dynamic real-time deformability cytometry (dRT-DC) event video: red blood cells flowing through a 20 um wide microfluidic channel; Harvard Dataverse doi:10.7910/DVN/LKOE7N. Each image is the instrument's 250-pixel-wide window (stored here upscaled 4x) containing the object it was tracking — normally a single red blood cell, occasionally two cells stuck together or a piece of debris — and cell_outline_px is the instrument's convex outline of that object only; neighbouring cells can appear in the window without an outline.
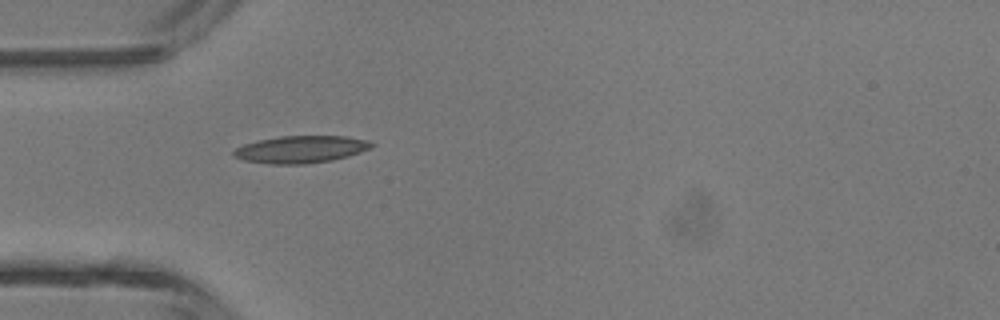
{"species": "common noctule bat (a hibernating species)", "species_latin": "Nyctalus noctula", "temperature_condition": "room temperature", "stored_images_in_passage": 1, "camera_frame_rate_fps": 3000, "um_per_image_px": 0.085, "animal": {"sex": "male", "body_mass_g": 13.3}, "frame": {"image": 1, "passage_image": 1, "time_ms": 0.0, "image_size_px": [1000, 320], "cell_outline_px": [[376, 144], [372, 148], [348, 156], [332, 160], [304, 164], [272, 164], [244, 160], [232, 156], [232, 152], [236, 148], [244, 144], [260, 140], [280, 136], [344, 136], [368, 140]], "centroid_in_image_um": [25.59, 12.69], "position_along_channel_um": 59.4, "area_um2": 21.85}}